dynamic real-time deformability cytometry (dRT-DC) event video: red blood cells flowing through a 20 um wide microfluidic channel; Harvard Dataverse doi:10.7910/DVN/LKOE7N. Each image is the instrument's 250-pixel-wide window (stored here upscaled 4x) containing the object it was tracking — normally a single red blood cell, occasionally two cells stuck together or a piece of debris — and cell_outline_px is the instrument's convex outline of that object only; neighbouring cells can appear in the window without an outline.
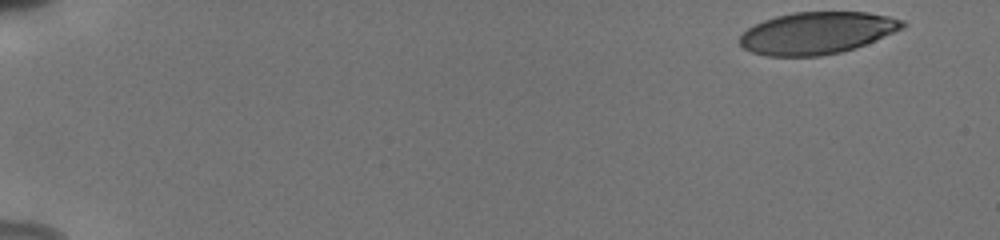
{"species": "human", "species_latin": "Homo sapiens", "temperature_condition": "cold", "stored_images_in_passage": 52, "camera_frame_rate_fps": 3000, "um_per_image_px": 0.085, "donor": {"sex": "male"}, "frame": {"image": 1, "passage_image": 1, "time_ms": 0.0, "image_size_px": [1000, 240], "cell_outline_px": [[908, 24], [904, 28], [856, 48], [840, 52], [820, 56], [768, 56], [752, 52], [744, 48], [740, 44], [740, 36], [748, 28], [764, 20], [776, 16], [792, 12], [868, 12], [888, 16], [904, 20]], "centroid_in_image_um": [69.47, 2.8], "position_along_channel_um": 15.5, "area_um2": 39.88}}
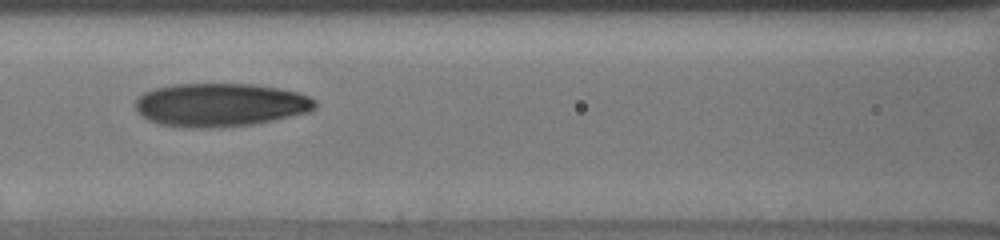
{"frame": {"image": 2, "passage_image": 24, "time_ms": 7.667, "image_size_px": [1000, 240], "cell_outline_px": [[316, 108], [308, 112], [272, 120], [252, 124], [220, 128], [188, 128], [156, 124], [140, 116], [136, 112], [136, 100], [144, 92], [152, 88], [172, 84], [252, 84], [276, 88], [296, 92], [308, 96], [316, 100]], "centroid_in_image_um": [18.66, 8.92], "position_along_channel_um": 147.9, "area_um2": 45.72}}
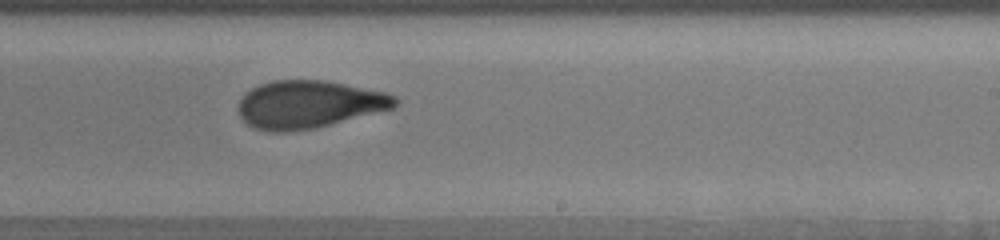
{"frame": {"image": 3, "passage_image": 33, "time_ms": 10.667, "image_size_px": [1000, 240], "cell_outline_px": [[400, 100], [392, 108], [316, 128], [288, 132], [268, 132], [252, 128], [240, 116], [240, 100], [244, 92], [260, 84], [272, 80], [324, 80], [384, 92], [396, 96]], "centroid_in_image_um": [26.22, 8.88], "position_along_channel_um": 262.8, "area_um2": 43.41}, "authors_computed_cell_mechanics": {"area_um2": 42.9165, "velocity_mm_per_s": 3.8487, "shape_relaxation_time_tau1_ms": 4.2423, "shape_relaxation_time_tau2_ms": 1.5664, "deformation_change_tau1": 0.1747, "deformation_change_tau2": 0.0825}}